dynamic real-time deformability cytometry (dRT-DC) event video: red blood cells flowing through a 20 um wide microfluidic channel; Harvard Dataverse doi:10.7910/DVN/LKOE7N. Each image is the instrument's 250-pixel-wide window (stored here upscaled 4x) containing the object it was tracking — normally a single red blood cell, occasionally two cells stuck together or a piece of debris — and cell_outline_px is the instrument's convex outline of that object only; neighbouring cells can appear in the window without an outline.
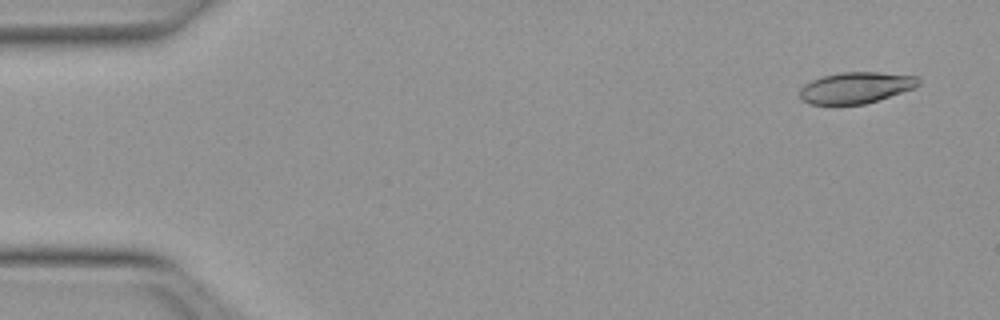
{"species": "Egyptian fruit bat (a non-hibernating species)", "species_latin": "Rousettus aegyptiacus", "temperature_condition": "warm", "stored_images_in_passage": 51, "camera_frame_rate_fps": 3000, "um_per_image_px": 0.085, "animal": {"sex": "female"}, "frame": {"image": 1, "passage_image": 3, "time_ms": 0.667, "image_size_px": [1000, 320], "cell_outline_px": [[920, 84], [916, 88], [864, 104], [808, 104], [800, 100], [800, 88], [804, 84], [820, 76], [840, 72], [880, 72], [916, 76], [920, 80]], "centroid_in_image_um": [72.73, 7.45], "position_along_channel_um": 12.3, "area_um2": 21.79}}
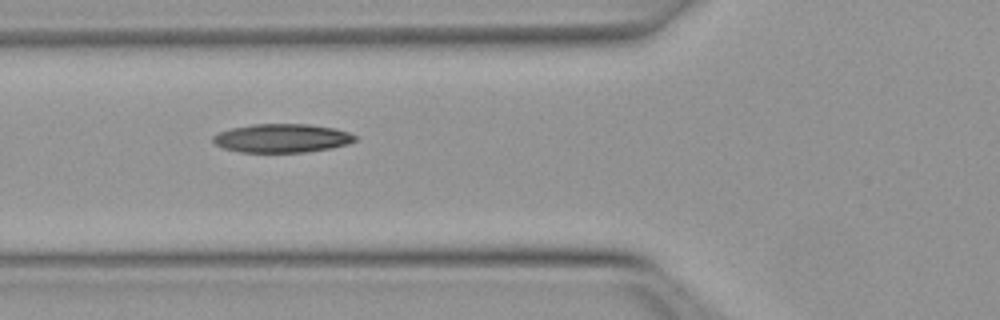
{"frame": {"image": 2, "passage_image": 19, "time_ms": 6.0, "image_size_px": [1000, 320], "cell_outline_px": [[360, 136], [356, 140], [348, 144], [332, 148], [308, 152], [240, 152], [224, 148], [216, 144], [212, 140], [212, 136], [220, 132], [232, 128], [252, 124], [308, 124], [336, 128]], "centroid_in_image_um": [24.02, 11.74], "position_along_channel_um": 101.8, "area_um2": 23.87}}
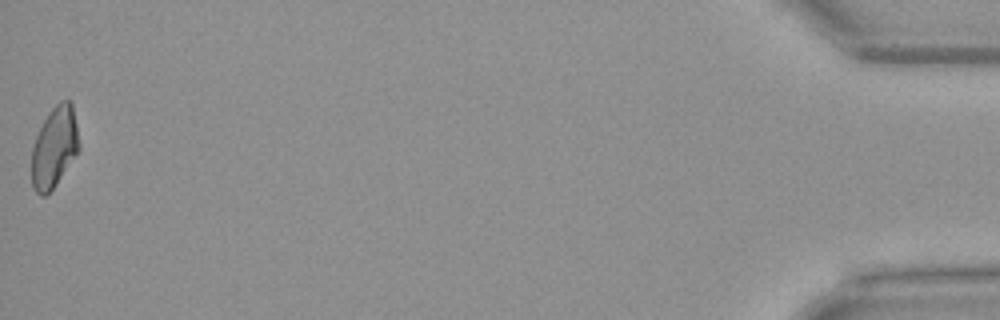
{"frame": {"image": 3, "passage_image": 51, "time_ms": 16.667, "image_size_px": [1000, 320], "cell_outline_px": [[80, 148], [56, 184], [44, 196], [40, 196], [32, 188], [32, 148], [36, 136], [44, 120], [52, 108], [60, 100], [72, 100], [80, 144]], "centroid_in_image_um": [4.63, 12.49], "position_along_channel_um": 430.6, "area_um2": 22.2}, "authors_computed_cell_mechanics": {"area_um2": 22.8888, "velocity_mm_per_s": 4.019, "shape_relaxation_time_tau1_ms": 5.9072, "shape_relaxation_time_tau2_ms": 4.6981, "deformation_change_tau1": 0.1815, "deformation_change_tau2": 0.1126}}